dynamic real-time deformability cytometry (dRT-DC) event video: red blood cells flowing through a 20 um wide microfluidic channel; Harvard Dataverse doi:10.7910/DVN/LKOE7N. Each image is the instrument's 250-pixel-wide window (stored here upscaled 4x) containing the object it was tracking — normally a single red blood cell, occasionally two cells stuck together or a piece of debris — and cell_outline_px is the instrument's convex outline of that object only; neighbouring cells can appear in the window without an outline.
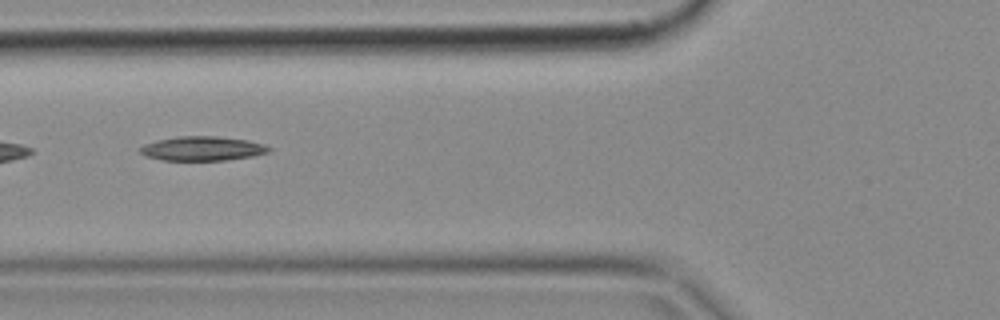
{"species": "common noctule bat (a hibernating species)", "species_latin": "Nyctalus noctula", "temperature_condition": "cold", "stored_images_in_passage": 2, "camera_frame_rate_fps": 3000, "um_per_image_px": 0.085, "animal": {"sex": "female", "body_mass_g": 18.4}, "frame": {"image": 1, "passage_image": 2, "time_ms": 0.333, "image_size_px": [1000, 320], "cell_outline_px": [[272, 148], [268, 152], [252, 156], [228, 160], [164, 160], [148, 156], [140, 152], [140, 148], [144, 144], [156, 140], [176, 136], [216, 136], [248, 140], [264, 144]], "centroid_in_image_um": [17.22, 12.61], "position_along_channel_um": 108.6, "area_um2": 18.15}}